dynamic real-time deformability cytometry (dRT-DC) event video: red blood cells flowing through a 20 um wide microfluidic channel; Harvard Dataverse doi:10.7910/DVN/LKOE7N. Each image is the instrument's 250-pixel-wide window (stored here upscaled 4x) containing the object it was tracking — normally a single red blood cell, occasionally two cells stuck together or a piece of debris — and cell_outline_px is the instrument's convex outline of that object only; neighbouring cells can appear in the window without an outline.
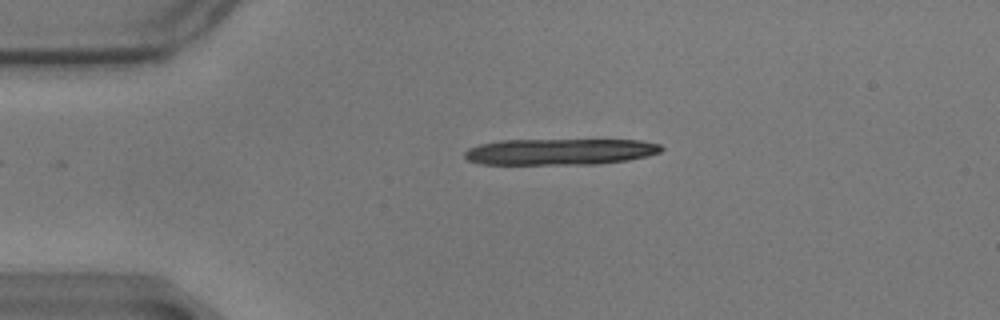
{"species": "common noctule bat (a hibernating species)", "species_latin": "Nyctalus noctula", "temperature_condition": "warm", "stored_images_in_passage": 8, "camera_frame_rate_fps": 3000, "um_per_image_px": 0.085, "animal": {"sex": "male", "body_mass_g": 17.9}, "frame": {"image": 1, "passage_image": 1, "time_ms": 0.0, "image_size_px": [1000, 320], "cell_outline_px": [[664, 148], [660, 152], [648, 156], [628, 160], [596, 164], [480, 164], [468, 160], [464, 156], [464, 152], [468, 148], [480, 144], [500, 140], [640, 140], [660, 144]], "centroid_in_image_um": [47.6, 12.89], "position_along_channel_um": 37.4, "area_um2": 30.17}}